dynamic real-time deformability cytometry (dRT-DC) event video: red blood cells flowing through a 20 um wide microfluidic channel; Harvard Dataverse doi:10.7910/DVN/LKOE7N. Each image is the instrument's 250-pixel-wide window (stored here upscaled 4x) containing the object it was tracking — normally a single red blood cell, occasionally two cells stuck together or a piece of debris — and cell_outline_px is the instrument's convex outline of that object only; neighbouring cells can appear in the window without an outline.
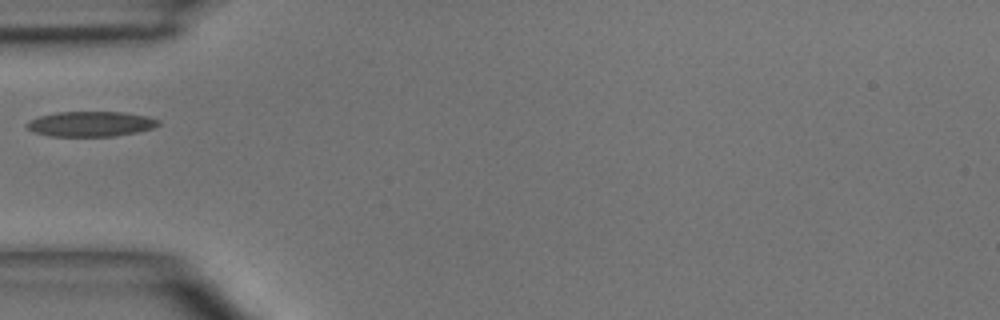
{"species": "common noctule bat (a hibernating species)", "species_latin": "Nyctalus noctula", "temperature_condition": "room temperature", "stored_images_in_passage": 4, "camera_frame_rate_fps": 3000, "um_per_image_px": 0.085, "animal": {"sex": "male", "body_mass_g": 15.6}, "frame": {"image": 1, "passage_image": 4, "time_ms": 3.333, "image_size_px": [1000, 320], "cell_outline_px": [[160, 124], [152, 128], [136, 132], [112, 136], [48, 136], [36, 132], [28, 128], [24, 124], [40, 116], [56, 112], [124, 112], [148, 116], [160, 120]], "centroid_in_image_um": [7.74, 10.53], "position_along_channel_um": 77.3, "area_um2": 19.13}}